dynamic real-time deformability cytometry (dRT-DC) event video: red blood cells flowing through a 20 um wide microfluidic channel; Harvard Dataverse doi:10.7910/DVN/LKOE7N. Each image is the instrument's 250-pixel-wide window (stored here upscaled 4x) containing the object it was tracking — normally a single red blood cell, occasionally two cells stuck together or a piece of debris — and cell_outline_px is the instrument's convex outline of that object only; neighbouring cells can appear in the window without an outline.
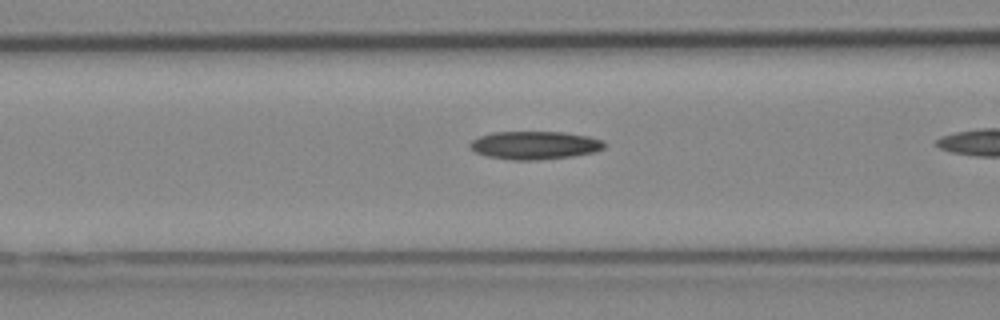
{"species": "Egyptian fruit bat (a non-hibernating species)", "species_latin": "Rousettus aegyptiacus", "temperature_condition": "cold", "stored_images_in_passage": 8, "camera_frame_rate_fps": 3000, "um_per_image_px": 0.085, "animal": {"sex": "female"}, "frame": {"image": 1, "passage_image": 6, "time_ms": 1.667, "image_size_px": [1000, 320], "cell_outline_px": [[604, 148], [596, 152], [572, 156], [536, 160], [512, 160], [488, 156], [476, 152], [468, 144], [472, 140], [480, 136], [492, 132], [564, 132], [588, 136], [604, 140]], "centroid_in_image_um": [45.47, 12.34], "position_along_channel_um": 121.1, "area_um2": 21.96}}